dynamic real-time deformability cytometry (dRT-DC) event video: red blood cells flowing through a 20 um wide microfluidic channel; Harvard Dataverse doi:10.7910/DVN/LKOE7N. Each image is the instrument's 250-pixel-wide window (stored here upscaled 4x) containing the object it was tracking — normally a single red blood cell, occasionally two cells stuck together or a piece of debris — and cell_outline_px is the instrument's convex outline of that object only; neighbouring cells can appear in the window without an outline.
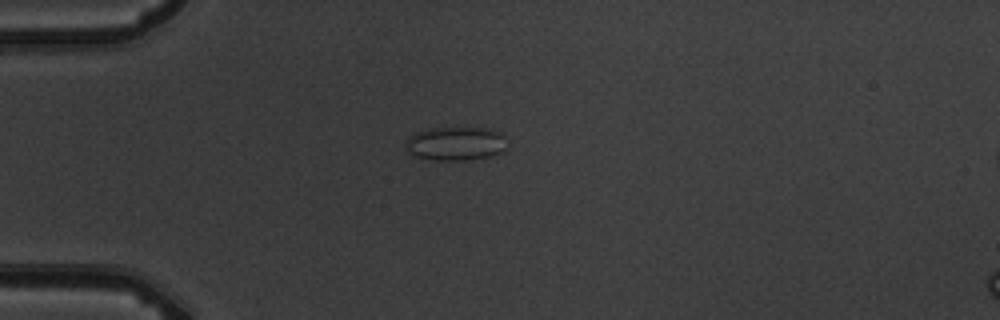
{"species": "common noctule bat (a hibernating species)", "species_latin": "Nyctalus noctula", "temperature_condition": "warm", "stored_images_in_passage": 8, "camera_frame_rate_fps": 3000, "um_per_image_px": 0.085, "animal": {"sex": "male", "body_mass_g": 19.5, "forearm_length_mm": 54.6}, "frame": {"image": 1, "passage_image": 1, "time_ms": 0.0, "image_size_px": [1000, 320], "cell_outline_px": [[504, 148], [500, 152], [488, 156], [464, 160], [432, 160], [416, 156], [404, 148], [404, 144], [416, 132], [436, 128], [484, 128], [500, 132], [504, 136]], "centroid_in_image_um": [38.7, 12.21], "position_along_channel_um": 46.3, "area_um2": 19.48}}
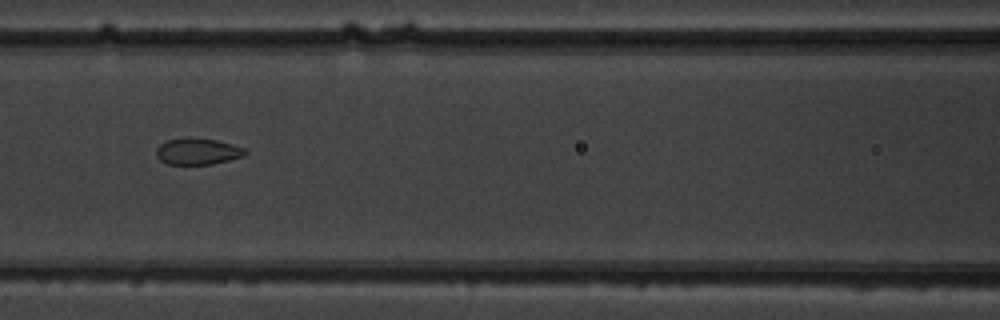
{"frame": {"image": 2, "passage_image": 4, "time_ms": 3.333, "image_size_px": [1000, 320], "cell_outline_px": [[248, 152], [244, 156], [212, 164], [168, 164], [160, 160], [156, 156], [156, 148], [160, 144], [168, 140], [188, 136], [216, 140], [232, 144], [244, 148]], "centroid_in_image_um": [16.78, 12.85], "position_along_channel_um": 149.8, "area_um2": 13.81}}
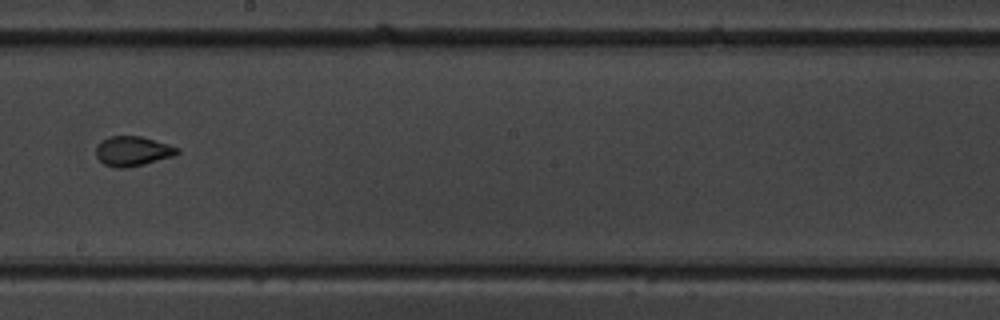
{"frame": {"image": 3, "passage_image": 6, "time_ms": 5.667, "image_size_px": [1000, 320], "cell_outline_px": [[180, 152], [172, 156], [144, 164], [124, 168], [116, 168], [104, 164], [96, 156], [96, 144], [112, 136], [140, 136], [168, 144], [180, 148]], "centroid_in_image_um": [11.27, 12.85], "position_along_channel_um": 236.9, "area_um2": 13.93}}